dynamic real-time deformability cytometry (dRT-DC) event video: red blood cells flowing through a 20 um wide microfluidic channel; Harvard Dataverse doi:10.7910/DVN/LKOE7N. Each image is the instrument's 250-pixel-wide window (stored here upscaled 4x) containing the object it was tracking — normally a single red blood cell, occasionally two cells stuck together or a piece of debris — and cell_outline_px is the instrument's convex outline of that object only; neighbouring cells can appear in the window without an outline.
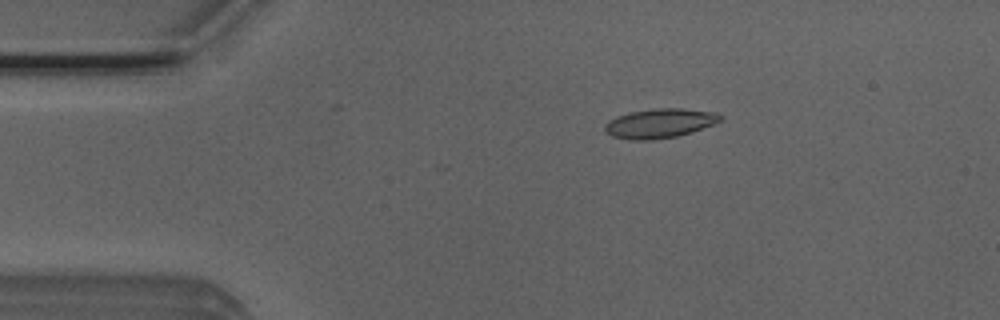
{"species": "Egyptian fruit bat (a non-hibernating species)", "species_latin": "Rousettus aegyptiacus", "temperature_condition": "room temperature", "stored_images_in_passage": 4, "camera_frame_rate_fps": 3000, "um_per_image_px": 0.085, "animal": {"sex": "male"}, "frame": {"image": 1, "passage_image": 3, "time_ms": 0.667, "image_size_px": [1000, 320], "cell_outline_px": [[724, 120], [692, 132], [676, 136], [652, 140], [628, 140], [612, 136], [604, 132], [604, 124], [608, 120], [616, 116], [628, 112], [652, 108], [680, 108], [716, 112], [724, 116]], "centroid_in_image_um": [56.06, 10.47], "position_along_channel_um": 28.9, "area_um2": 20.17}}